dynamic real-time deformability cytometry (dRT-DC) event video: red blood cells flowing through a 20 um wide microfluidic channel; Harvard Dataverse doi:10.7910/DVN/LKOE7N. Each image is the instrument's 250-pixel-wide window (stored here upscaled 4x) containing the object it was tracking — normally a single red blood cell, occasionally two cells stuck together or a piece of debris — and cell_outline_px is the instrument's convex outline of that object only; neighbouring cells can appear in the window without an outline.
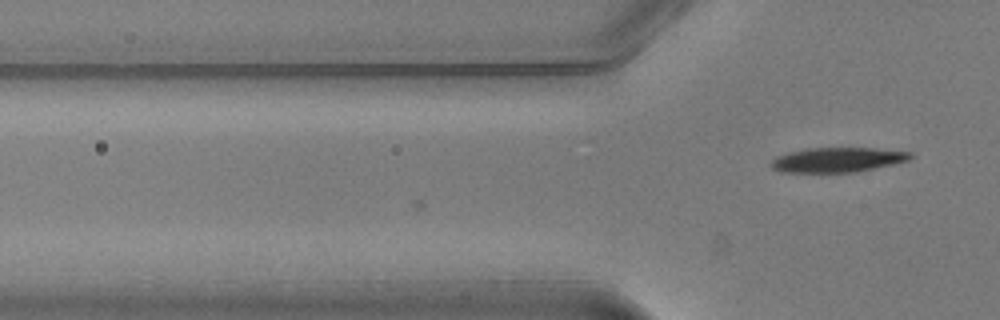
{"species": "common noctule bat (a hibernating species)", "species_latin": "Nyctalus noctula", "temperature_condition": "warm", "stored_images_in_passage": 6, "camera_frame_rate_fps": 3000, "um_per_image_px": 0.085, "animal": {"sex": "male", "body_mass_g": 20.5, "forearm_length_mm": 52.5}, "frame": {"image": 1, "passage_image": 6, "time_ms": 1.667, "image_size_px": [1000, 320], "cell_outline_px": [[912, 156], [908, 160], [896, 164], [856, 172], [780, 172], [772, 168], [772, 160], [776, 156], [808, 148], [872, 148], [912, 152]], "centroid_in_image_um": [71.22, 13.59], "position_along_channel_um": 54.6, "area_um2": 19.94}}